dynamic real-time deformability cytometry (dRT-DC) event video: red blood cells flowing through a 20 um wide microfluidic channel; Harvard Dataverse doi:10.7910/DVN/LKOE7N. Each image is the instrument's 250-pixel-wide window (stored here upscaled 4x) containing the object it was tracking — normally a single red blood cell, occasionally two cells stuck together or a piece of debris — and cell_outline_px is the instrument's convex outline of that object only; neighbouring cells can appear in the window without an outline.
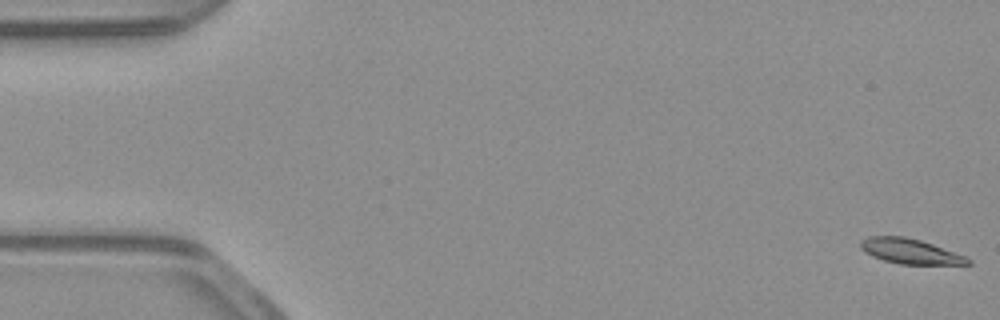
{"species": "common noctule bat (a hibernating species)", "species_latin": "Nyctalus noctula", "temperature_condition": "warm", "stored_images_in_passage": 53, "camera_frame_rate_fps": 3000, "um_per_image_px": 0.085, "animal": {"sex": "male", "body_mass_g": 23.1, "forearm_length_mm": 52.7}, "frame": {"image": 1, "passage_image": 1, "time_ms": 0.0, "image_size_px": [1000, 320], "cell_outline_px": [[972, 264], [900, 264], [884, 260], [872, 256], [864, 252], [860, 248], [860, 240], [868, 236], [904, 236], [920, 240], [932, 244], [964, 256], [972, 260]], "centroid_in_image_um": [77.31, 21.35], "position_along_channel_um": 7.7, "area_um2": 15.55}}
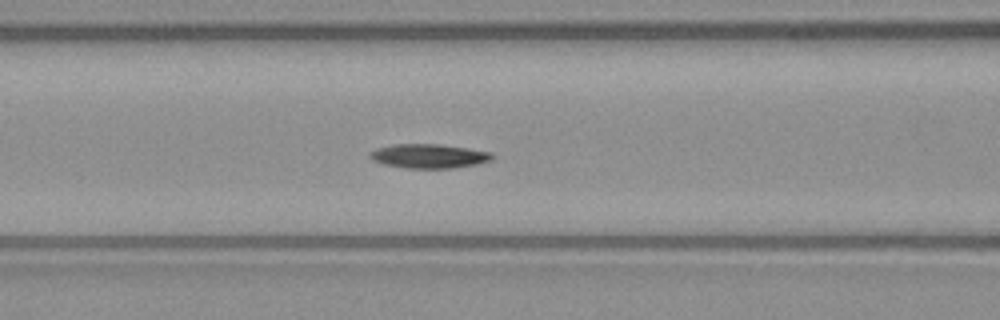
{"frame": {"image": 2, "passage_image": 22, "time_ms": 7.0, "image_size_px": [1000, 320], "cell_outline_px": [[492, 160], [476, 164], [452, 168], [404, 168], [384, 164], [372, 160], [368, 156], [368, 152], [376, 148], [392, 144], [440, 144], [468, 148], [492, 152]], "centroid_in_image_um": [36.41, 13.26], "position_along_channel_um": 130.2, "area_um2": 17.34}}
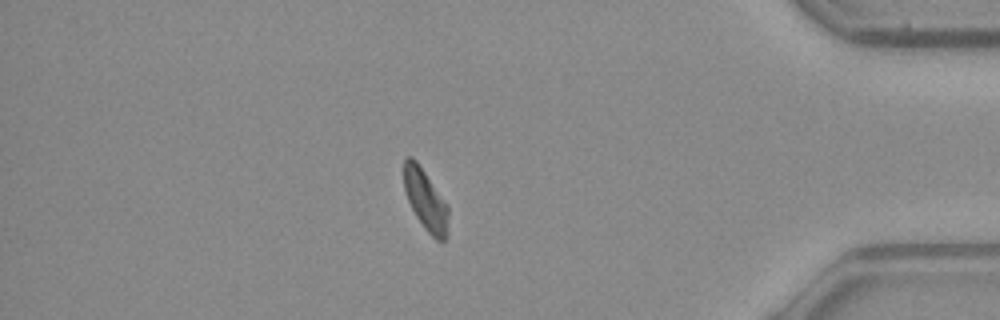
{"frame": {"image": 3, "passage_image": 46, "time_ms": 15.0, "image_size_px": [1000, 320], "cell_outline_px": [[448, 236], [444, 240], [436, 240], [424, 228], [416, 216], [408, 200], [404, 188], [404, 160], [408, 156], [412, 156], [416, 160], [448, 204]], "centroid_in_image_um": [36.19, 17.0], "position_along_channel_um": 399.0, "area_um2": 15.78}, "authors_computed_cell_mechanics": {"area_um2": 16.3574, "velocity_mm_per_s": 3.8827, "shape_relaxation_time_tau1_ms": 5.0458, "shape_relaxation_time_tau2_ms": null, "deformation_change_tau1": 0.1197, "deformation_change_tau2": null}}